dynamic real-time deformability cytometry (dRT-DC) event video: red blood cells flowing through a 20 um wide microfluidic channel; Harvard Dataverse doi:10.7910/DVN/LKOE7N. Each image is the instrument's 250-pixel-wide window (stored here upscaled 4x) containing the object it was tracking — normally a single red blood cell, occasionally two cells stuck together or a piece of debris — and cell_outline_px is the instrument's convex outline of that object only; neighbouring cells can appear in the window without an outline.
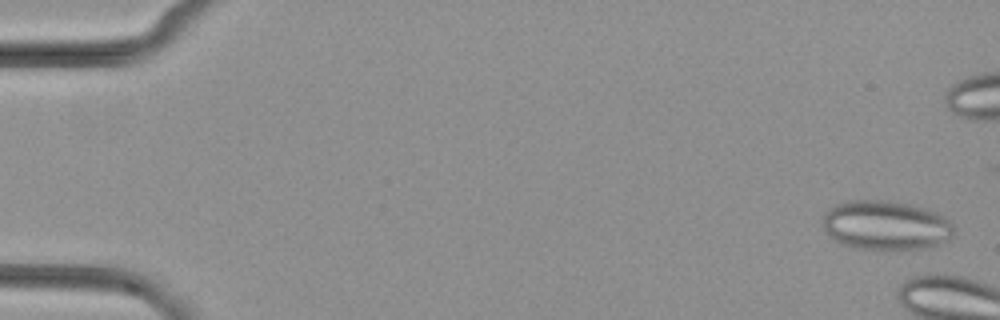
{"species": "common noctule bat (a hibernating species)", "species_latin": "Nyctalus noctula", "temperature_condition": "cold", "stored_images_in_passage": 7, "camera_frame_rate_fps": 3000, "um_per_image_px": 0.085, "animal": {"sex": "female", "body_mass_g": 29.2, "forearm_length_mm": 56.3}, "frame": {"image": 1, "passage_image": 2, "time_ms": 0.333, "image_size_px": [1000, 320], "cell_outline_px": [[956, 228], [952, 236], [948, 240], [940, 244], [924, 248], [900, 252], [876, 252], [852, 248], [840, 244], [824, 228], [824, 212], [828, 208], [836, 204], [848, 200], [884, 200], [908, 204], [936, 212], [944, 216]], "centroid_in_image_um": [75.31, 19.21], "position_along_channel_um": 9.7, "area_um2": 38.78}}